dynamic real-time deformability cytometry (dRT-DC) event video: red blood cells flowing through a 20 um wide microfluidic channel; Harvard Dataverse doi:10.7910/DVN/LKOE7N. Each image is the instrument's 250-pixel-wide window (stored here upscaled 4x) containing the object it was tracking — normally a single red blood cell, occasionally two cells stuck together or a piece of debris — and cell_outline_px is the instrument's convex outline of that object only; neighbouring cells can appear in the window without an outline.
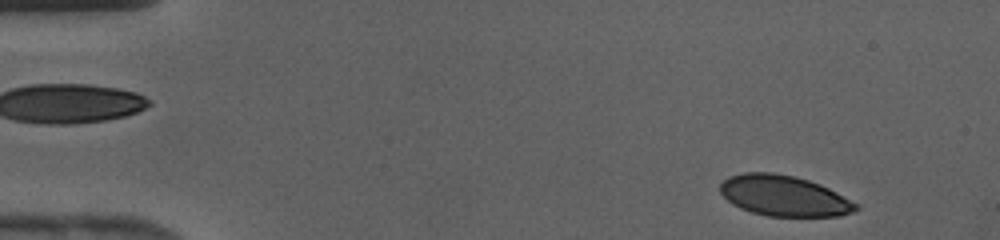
{"species": "human", "species_latin": "Homo sapiens", "temperature_condition": "cold", "stored_images_in_passage": 39, "camera_frame_rate_fps": 3000, "um_per_image_px": 0.085, "donor": {"sex": "female"}, "frame": {"image": 1, "passage_image": 1, "time_ms": 0.0, "image_size_px": [1000, 240], "cell_outline_px": [[860, 208], [856, 212], [840, 216], [768, 216], [752, 212], [740, 208], [732, 204], [720, 192], [720, 184], [728, 176], [744, 172], [772, 172], [792, 176], [808, 180], [820, 184], [860, 204]], "centroid_in_image_um": [66.67, 16.65], "position_along_channel_um": 18.3, "area_um2": 32.31}}
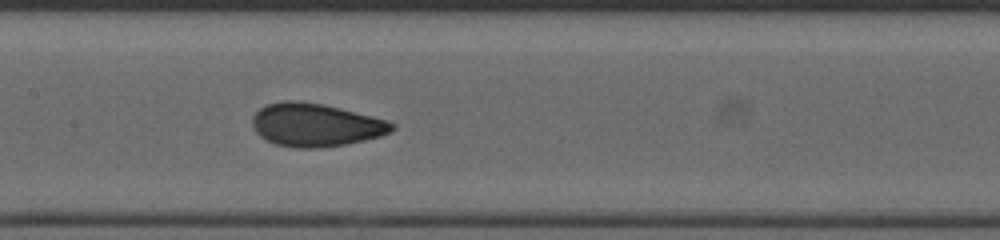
{"frame": {"image": 2, "passage_image": 18, "time_ms": 5.667, "image_size_px": [1000, 240], "cell_outline_px": [[396, 128], [392, 132], [380, 136], [364, 140], [344, 144], [316, 148], [296, 148], [276, 144], [260, 136], [256, 132], [252, 124], [252, 116], [260, 108], [268, 104], [284, 100], [296, 100], [324, 104], [388, 120], [396, 124]], "centroid_in_image_um": [26.84, 10.61], "position_along_channel_um": 180.6, "area_um2": 35.08}}
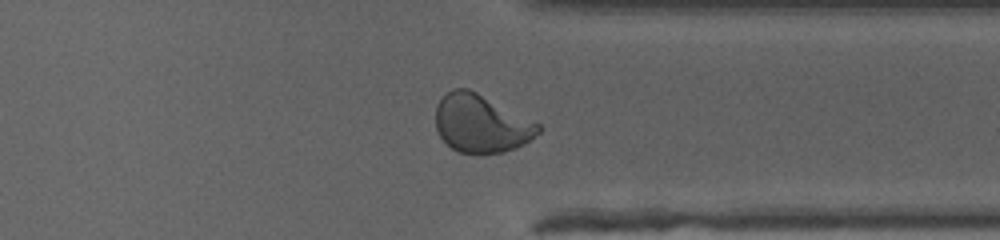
{"frame": {"image": 3, "passage_image": 30, "time_ms": 9.667, "image_size_px": [1000, 240], "cell_outline_px": [[540, 132], [524, 144], [504, 152], [460, 152], [452, 148], [440, 136], [436, 128], [436, 104], [452, 88], [468, 88], [540, 124]], "centroid_in_image_um": [40.88, 10.49], "position_along_channel_um": 370.5, "area_um2": 34.04}}